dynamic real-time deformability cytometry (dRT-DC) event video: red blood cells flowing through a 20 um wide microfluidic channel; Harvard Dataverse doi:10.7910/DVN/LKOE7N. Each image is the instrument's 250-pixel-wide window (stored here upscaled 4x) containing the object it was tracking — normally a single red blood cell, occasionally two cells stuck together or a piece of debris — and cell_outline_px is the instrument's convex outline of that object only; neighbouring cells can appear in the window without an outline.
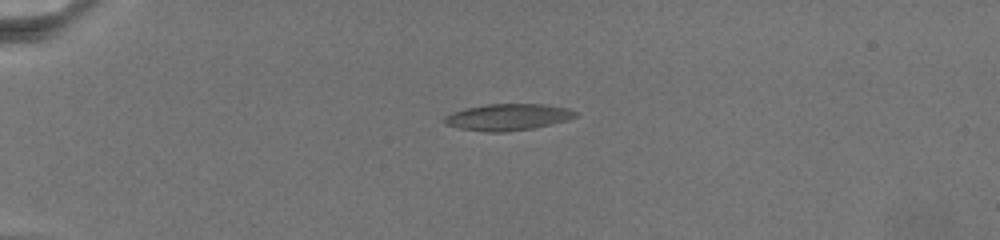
{"species": "common noctule bat (a hibernating species)", "species_latin": "Nyctalus noctula", "temperature_condition": "warm", "stored_images_in_passage": 44, "camera_frame_rate_fps": 3000, "um_per_image_px": 0.085, "animal": {"sex": "female", "body_mass_g": 19.5, "forearm_length_mm": 54.1}, "frame": {"image": 1, "passage_image": 1, "time_ms": 0.0, "image_size_px": [1000, 240], "cell_outline_px": [[576, 116], [568, 120], [552, 124], [532, 128], [508, 132], [488, 132], [460, 128], [444, 124], [444, 116], [452, 112], [464, 108], [488, 104], [544, 104], [568, 108], [576, 112]], "centroid_in_image_um": [43.15, 9.95], "position_along_channel_um": 41.8, "area_um2": 20.29}}
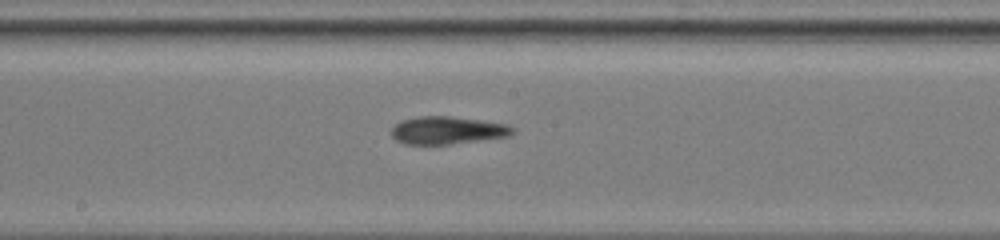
{"frame": {"image": 2, "passage_image": 19, "time_ms": 7.667, "image_size_px": [1000, 240], "cell_outline_px": [[516, 128], [508, 136], [448, 144], [404, 144], [396, 140], [392, 136], [392, 128], [396, 124], [404, 120], [420, 116], [448, 116], [480, 120], [508, 124]], "centroid_in_image_um": [38.03, 11.07], "position_along_channel_um": 210.2, "area_um2": 19.25}}
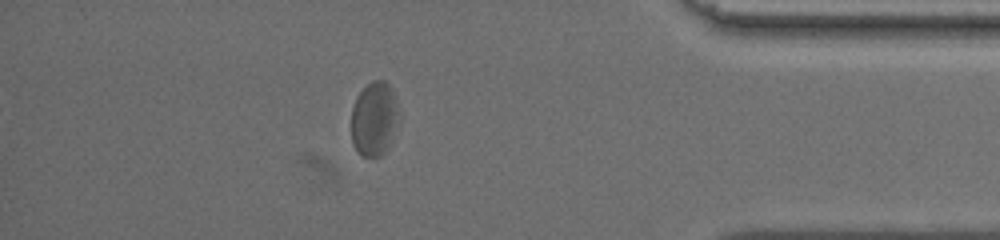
{"frame": {"image": 3, "passage_image": 37, "time_ms": 15.333, "image_size_px": [1000, 240], "cell_outline_px": [[400, 120], [392, 140], [388, 148], [380, 156], [360, 156], [356, 152], [352, 144], [352, 108], [356, 96], [372, 80], [384, 80], [388, 84], [396, 100], [400, 112]], "centroid_in_image_um": [31.83, 10.13], "position_along_channel_um": 403.4, "area_um2": 20.92}}